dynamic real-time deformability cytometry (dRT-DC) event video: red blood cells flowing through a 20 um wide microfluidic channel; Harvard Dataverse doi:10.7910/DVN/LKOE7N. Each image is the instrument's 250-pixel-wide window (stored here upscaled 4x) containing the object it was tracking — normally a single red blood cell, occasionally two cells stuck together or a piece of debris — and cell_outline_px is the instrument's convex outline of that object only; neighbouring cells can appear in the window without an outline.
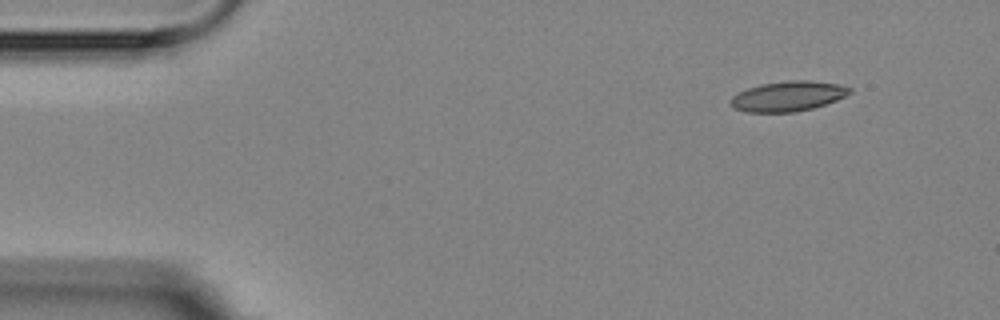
{"species": "Egyptian fruit bat (a non-hibernating species)", "species_latin": "Rousettus aegyptiacus", "temperature_condition": "room temperature", "stored_images_in_passage": 4, "camera_frame_rate_fps": 3000, "um_per_image_px": 0.085, "animal": {"sex": "female"}, "frame": {"image": 1, "passage_image": 1, "time_ms": 0.0, "image_size_px": [1000, 320], "cell_outline_px": [[852, 92], [836, 100], [812, 108], [796, 112], [748, 112], [736, 108], [728, 104], [732, 96], [748, 88], [760, 84], [788, 80], [808, 80], [840, 84], [852, 88]], "centroid_in_image_um": [66.98, 8.17], "position_along_channel_um": 18.0, "area_um2": 20.81}}
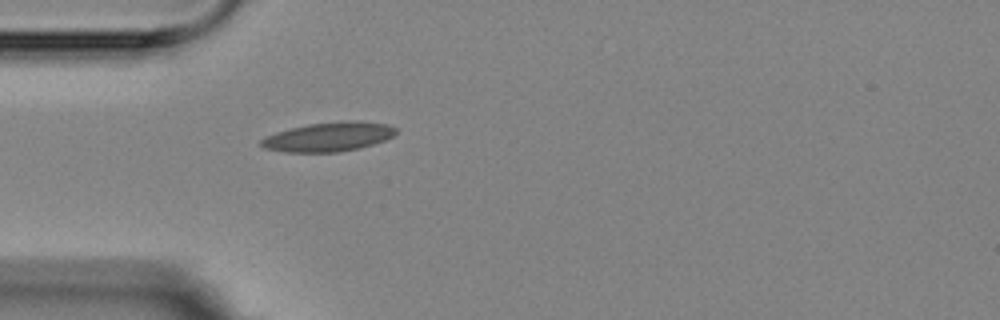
{"frame": {"image": 2, "passage_image": 4, "time_ms": 3.333, "image_size_px": [1000, 320], "cell_outline_px": [[396, 132], [392, 136], [384, 140], [360, 148], [340, 152], [288, 152], [264, 148], [260, 144], [260, 140], [264, 136], [276, 132], [308, 124], [344, 120], [356, 120], [388, 124], [396, 128]], "centroid_in_image_um": [27.93, 11.62], "position_along_channel_um": 57.1, "area_um2": 23.0}}